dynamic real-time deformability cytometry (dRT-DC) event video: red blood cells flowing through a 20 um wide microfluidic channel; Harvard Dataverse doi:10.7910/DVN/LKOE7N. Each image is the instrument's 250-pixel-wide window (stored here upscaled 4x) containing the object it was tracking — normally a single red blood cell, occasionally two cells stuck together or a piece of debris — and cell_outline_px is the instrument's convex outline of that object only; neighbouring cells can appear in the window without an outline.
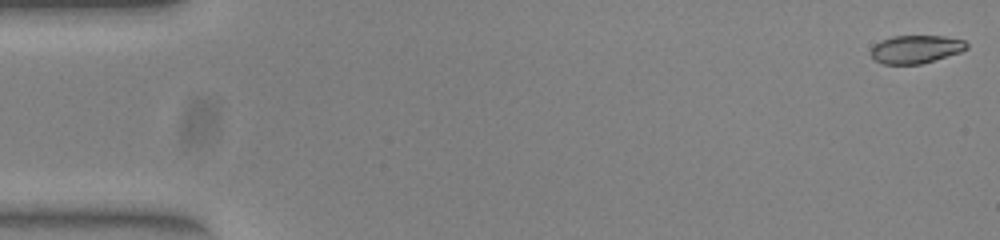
{"species": "common noctule bat (a hibernating species)", "species_latin": "Nyctalus noctula", "temperature_condition": "warm", "stored_images_in_passage": 53, "segment_of_instrument_passage": [1, 2], "camera_frame_rate_fps": 3000, "um_per_image_px": 0.085, "animal": {"sex": "female", "body_mass_g": 23.0, "forearm_length_mm": 53.4}, "frame": {"image": 1, "passage_image": 1, "time_ms": 0.0, "image_size_px": [1000, 240], "cell_outline_px": [[968, 48], [960, 52], [920, 64], [884, 64], [876, 60], [868, 52], [880, 40], [892, 36], [944, 36], [964, 40], [968, 44]], "centroid_in_image_um": [77.84, 4.17], "position_along_channel_um": 7.2, "area_um2": 15.61}}
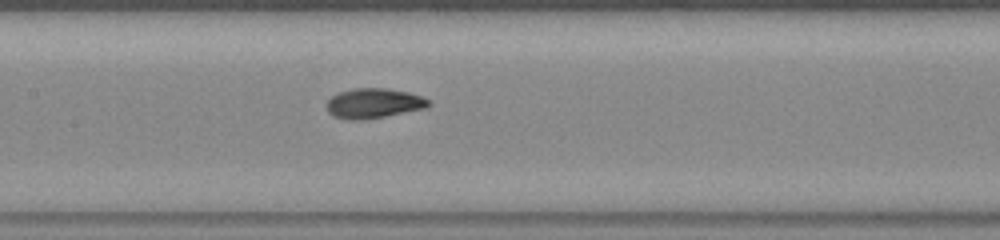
{"frame": {"image": 2, "passage_image": 25, "time_ms": 8.0, "image_size_px": [1000, 240], "cell_outline_px": [[432, 104], [428, 108], [364, 120], [348, 120], [336, 116], [328, 112], [324, 104], [332, 96], [340, 92], [352, 88], [388, 88], [408, 92], [432, 100]], "centroid_in_image_um": [31.79, 8.78], "position_along_channel_um": 175.6, "area_um2": 18.03}}
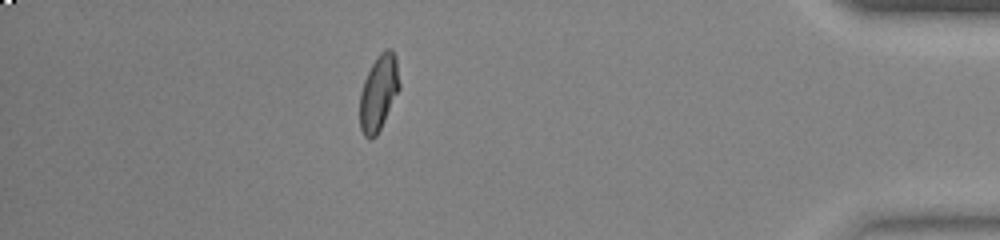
{"frame": {"image": 3, "passage_image": 46, "time_ms": 15.0, "image_size_px": [1000, 240], "cell_outline_px": [[400, 88], [376, 136], [372, 140], [368, 140], [364, 136], [360, 128], [360, 92], [364, 80], [376, 56], [380, 52], [388, 48], [392, 48], [396, 56], [400, 84]], "centroid_in_image_um": [32.18, 7.87], "position_along_channel_um": 403.0, "area_um2": 17.51}}